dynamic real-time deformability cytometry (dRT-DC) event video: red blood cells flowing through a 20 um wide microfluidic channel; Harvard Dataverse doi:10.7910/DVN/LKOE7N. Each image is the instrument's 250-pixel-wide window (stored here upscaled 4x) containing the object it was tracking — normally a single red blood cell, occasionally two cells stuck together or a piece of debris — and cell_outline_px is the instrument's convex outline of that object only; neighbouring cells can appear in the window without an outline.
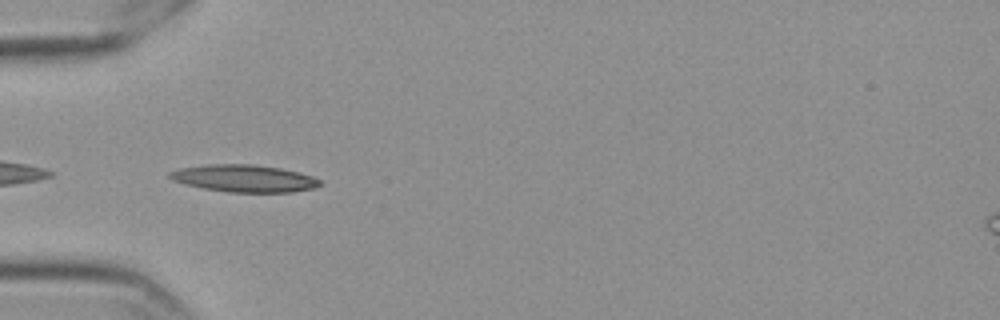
{"species": "Egyptian fruit bat (a non-hibernating species)", "species_latin": "Rousettus aegyptiacus", "temperature_condition": "cold", "stored_images_in_passage": 41, "camera_frame_rate_fps": 3000, "um_per_image_px": 0.085, "frame": {"image": 1, "passage_image": 2, "time_ms": 0.333, "image_size_px": [1000, 320], "cell_outline_px": [[320, 184], [312, 188], [292, 192], [228, 192], [204, 188], [184, 184], [172, 180], [168, 176], [168, 172], [180, 168], [208, 164], [252, 164], [280, 168], [312, 176], [320, 180]], "centroid_in_image_um": [20.7, 15.16], "position_along_channel_um": 64.3, "area_um2": 23.64}}
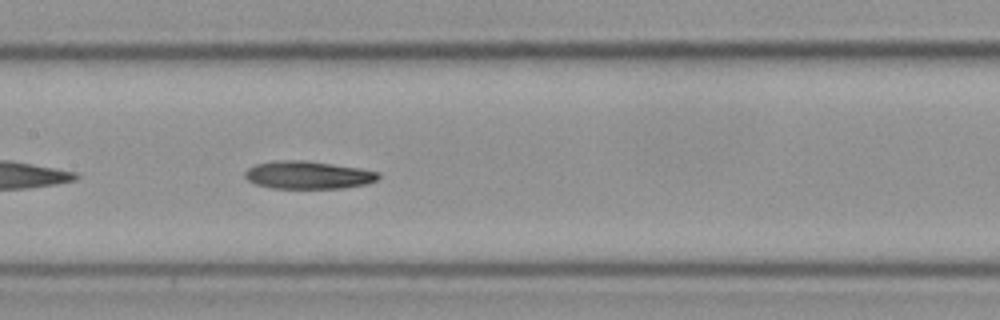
{"frame": {"image": 2, "passage_image": 12, "time_ms": 3.667, "image_size_px": [1000, 320], "cell_outline_px": [[380, 176], [376, 180], [364, 184], [340, 188], [272, 188], [256, 184], [248, 180], [244, 176], [244, 172], [248, 168], [256, 164], [272, 160], [304, 160], [360, 168], [380, 172]], "centroid_in_image_um": [26.15, 14.86], "position_along_channel_um": 181.2, "area_um2": 21.56}}
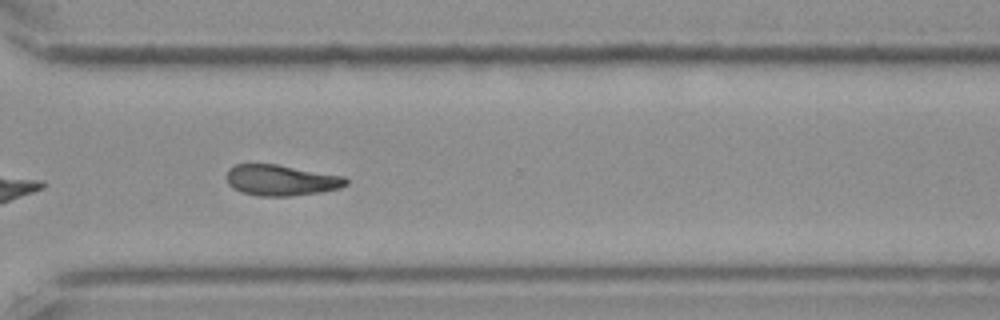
{"frame": {"image": 3, "passage_image": 26, "time_ms": 8.333, "image_size_px": [1000, 320], "cell_outline_px": [[348, 184], [340, 188], [320, 192], [292, 196], [260, 196], [240, 192], [232, 188], [228, 184], [228, 168], [236, 164], [276, 164], [344, 176], [348, 180]], "centroid_in_image_um": [23.9, 15.32], "position_along_channel_um": 346.7, "area_um2": 21.5}}